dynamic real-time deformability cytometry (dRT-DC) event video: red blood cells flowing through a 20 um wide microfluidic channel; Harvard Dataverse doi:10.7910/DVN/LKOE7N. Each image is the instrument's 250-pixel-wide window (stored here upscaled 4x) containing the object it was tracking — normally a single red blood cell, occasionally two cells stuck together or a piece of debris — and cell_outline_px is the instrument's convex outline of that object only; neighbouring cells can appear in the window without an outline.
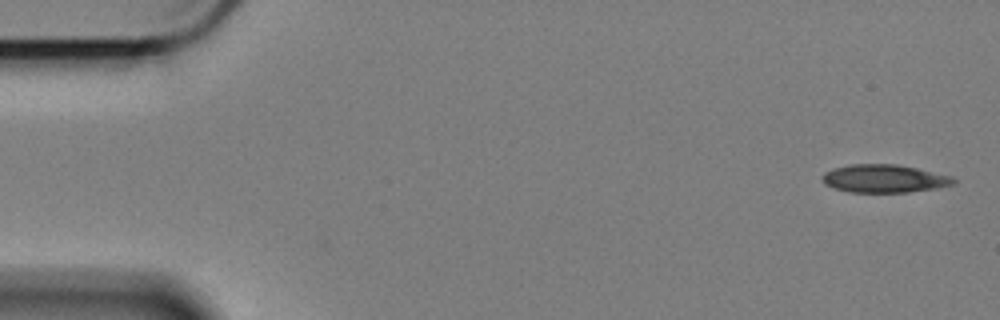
{"species": "Egyptian fruit bat (a non-hibernating species)", "species_latin": "Rousettus aegyptiacus", "temperature_condition": "cold", "stored_images_in_passage": 17, "camera_frame_rate_fps": 3000, "um_per_image_px": 0.085, "animal": {"sex": "female"}, "frame": {"image": 1, "passage_image": 1, "time_ms": 0.0, "image_size_px": [1000, 320], "cell_outline_px": [[956, 180], [952, 184], [936, 188], [908, 192], [848, 192], [832, 188], [824, 184], [820, 180], [820, 176], [824, 172], [832, 168], [852, 164], [896, 164], [916, 168], [952, 176]], "centroid_in_image_um": [75.07, 15.18], "position_along_channel_um": 9.9, "area_um2": 21.56}}
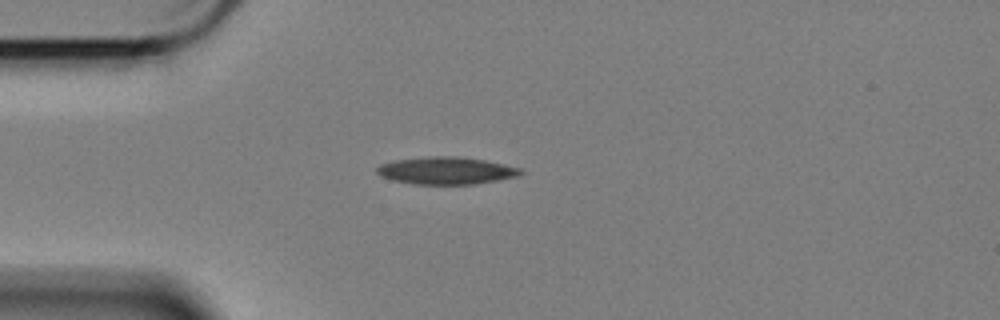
{"frame": {"image": 2, "passage_image": 14, "time_ms": 4.333, "image_size_px": [1000, 320], "cell_outline_px": [[524, 172], [520, 176], [500, 180], [476, 184], [412, 184], [392, 180], [380, 176], [376, 172], [376, 168], [380, 164], [396, 160], [432, 156], [456, 156], [484, 160], [504, 164], [520, 168]], "centroid_in_image_um": [37.94, 14.51], "position_along_channel_um": 47.1, "area_um2": 23.0}}